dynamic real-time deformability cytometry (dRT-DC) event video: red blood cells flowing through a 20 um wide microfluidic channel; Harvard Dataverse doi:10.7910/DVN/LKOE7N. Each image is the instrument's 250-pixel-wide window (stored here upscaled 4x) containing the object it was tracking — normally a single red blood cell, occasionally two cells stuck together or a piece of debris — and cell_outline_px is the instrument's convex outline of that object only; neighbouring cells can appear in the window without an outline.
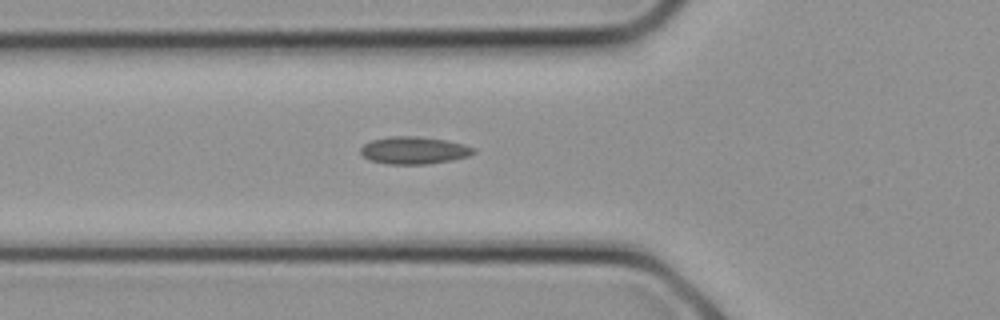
{"species": "common noctule bat (a hibernating species)", "species_latin": "Nyctalus noctula", "temperature_condition": "cold", "stored_images_in_passage": 25, "camera_frame_rate_fps": 3000, "um_per_image_px": 0.085, "animal": {"sex": "female", "body_mass_g": 21.9}, "frame": {"image": 1, "passage_image": 8, "time_ms": 2.333, "image_size_px": [1000, 320], "cell_outline_px": [[476, 152], [468, 156], [452, 160], [428, 164], [384, 164], [368, 160], [360, 152], [360, 148], [364, 144], [372, 140], [388, 136], [416, 136], [444, 140], [464, 144], [476, 148]], "centroid_in_image_um": [35.18, 12.78], "position_along_channel_um": 90.6, "area_um2": 18.15}}
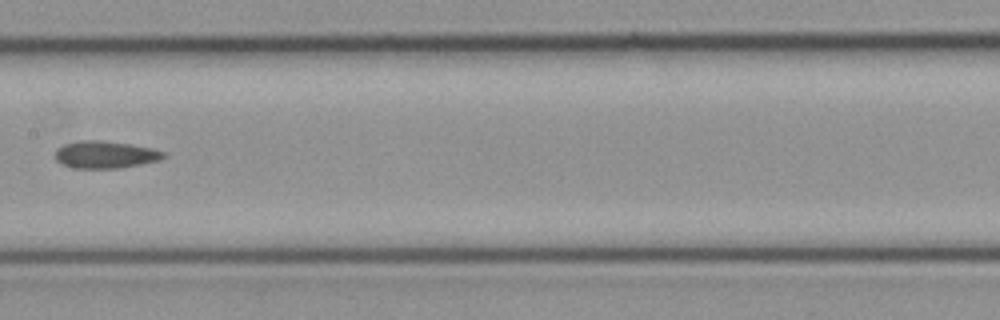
{"frame": {"image": 2, "passage_image": 12, "time_ms": 3.667, "image_size_px": [1000, 320], "cell_outline_px": [[168, 156], [160, 160], [140, 164], [116, 168], [72, 168], [60, 164], [52, 156], [56, 148], [64, 144], [80, 140], [100, 140], [132, 144], [152, 148], [168, 152]], "centroid_in_image_um": [8.93, 13.14], "position_along_channel_um": 198.5, "area_um2": 17.63}}
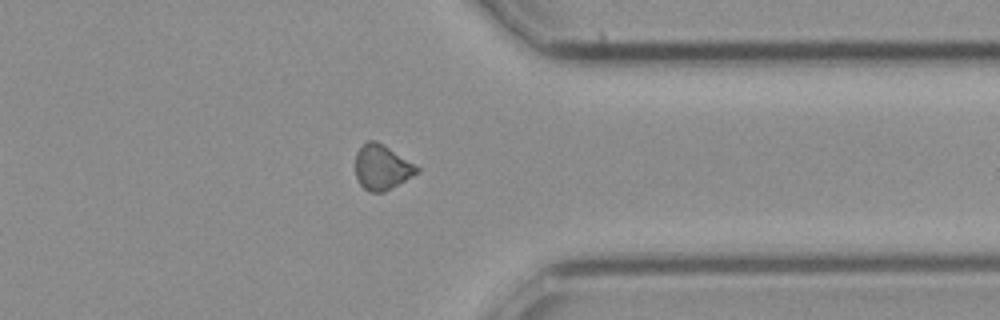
{"frame": {"image": 3, "passage_image": 19, "time_ms": 6.0, "image_size_px": [1000, 320], "cell_outline_px": [[420, 172], [384, 192], [368, 192], [360, 184], [356, 176], [356, 152], [368, 140], [376, 140], [384, 144], [420, 168]], "centroid_in_image_um": [32.47, 14.22], "position_along_channel_um": 378.9, "area_um2": 16.07}}